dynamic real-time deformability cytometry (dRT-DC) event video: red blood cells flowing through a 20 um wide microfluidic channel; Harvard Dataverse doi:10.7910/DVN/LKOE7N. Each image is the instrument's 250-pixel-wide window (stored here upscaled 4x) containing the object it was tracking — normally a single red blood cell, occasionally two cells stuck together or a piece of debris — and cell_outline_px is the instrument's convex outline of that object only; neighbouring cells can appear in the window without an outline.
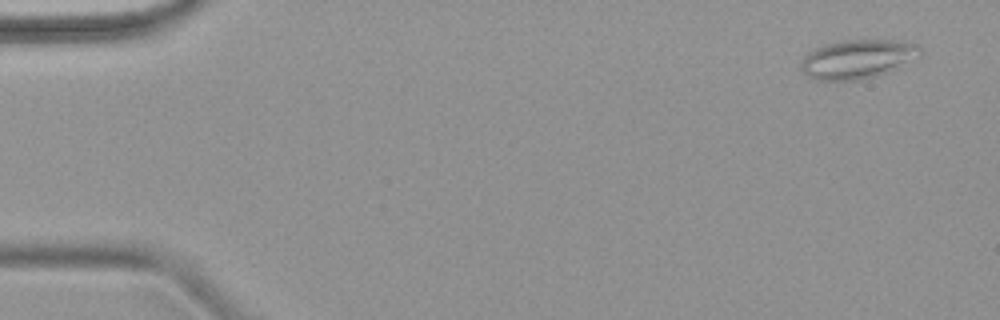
{"species": "common noctule bat (a hibernating species)", "species_latin": "Nyctalus noctula", "temperature_condition": "warm", "stored_images_in_passage": 6, "camera_frame_rate_fps": 3000, "um_per_image_px": 0.085, "animal": {"sex": "female", "body_mass_g": 18.4}, "frame": {"image": 1, "passage_image": 1, "time_ms": 0.0, "image_size_px": [1000, 320], "cell_outline_px": [[924, 56], [888, 72], [876, 76], [860, 80], [812, 80], [800, 68], [800, 64], [804, 56], [812, 48], [844, 40], [904, 40], [916, 44], [920, 48]], "centroid_in_image_um": [72.93, 5.02], "position_along_channel_um": 12.1, "area_um2": 27.51}}